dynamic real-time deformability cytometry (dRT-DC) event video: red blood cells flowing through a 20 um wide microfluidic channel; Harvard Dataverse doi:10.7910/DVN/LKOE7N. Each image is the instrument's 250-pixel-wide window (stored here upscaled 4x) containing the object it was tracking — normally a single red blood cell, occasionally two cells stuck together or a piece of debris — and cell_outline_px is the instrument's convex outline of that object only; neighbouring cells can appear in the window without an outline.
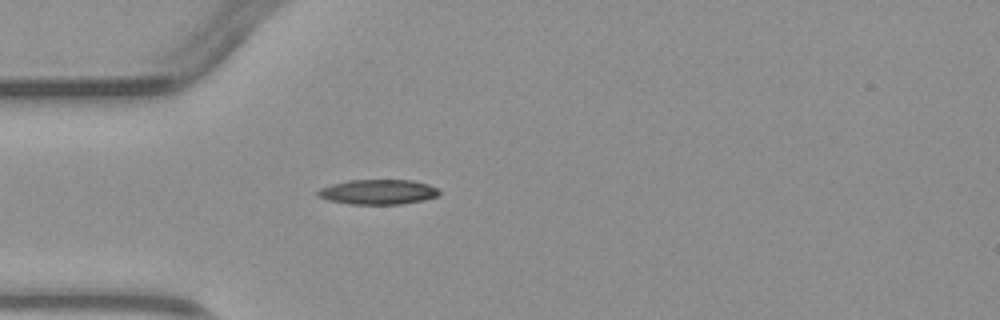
{"species": "common noctule bat (a hibernating species)", "species_latin": "Nyctalus noctula", "temperature_condition": "warm", "stored_images_in_passage": 1, "camera_frame_rate_fps": 3000, "um_per_image_px": 0.085, "animal": {"sex": "male", "body_mass_g": 23.1, "forearm_length_mm": 52.7}, "frame": {"image": 1, "passage_image": 1, "time_ms": 0.0, "image_size_px": [1000, 320], "cell_outline_px": [[440, 192], [436, 196], [424, 200], [400, 204], [348, 204], [328, 200], [316, 196], [316, 192], [320, 188], [332, 184], [348, 180], [412, 180], [428, 184], [436, 188]], "centroid_in_image_um": [32.09, 16.31], "position_along_channel_um": 52.9, "area_um2": 17.63}}